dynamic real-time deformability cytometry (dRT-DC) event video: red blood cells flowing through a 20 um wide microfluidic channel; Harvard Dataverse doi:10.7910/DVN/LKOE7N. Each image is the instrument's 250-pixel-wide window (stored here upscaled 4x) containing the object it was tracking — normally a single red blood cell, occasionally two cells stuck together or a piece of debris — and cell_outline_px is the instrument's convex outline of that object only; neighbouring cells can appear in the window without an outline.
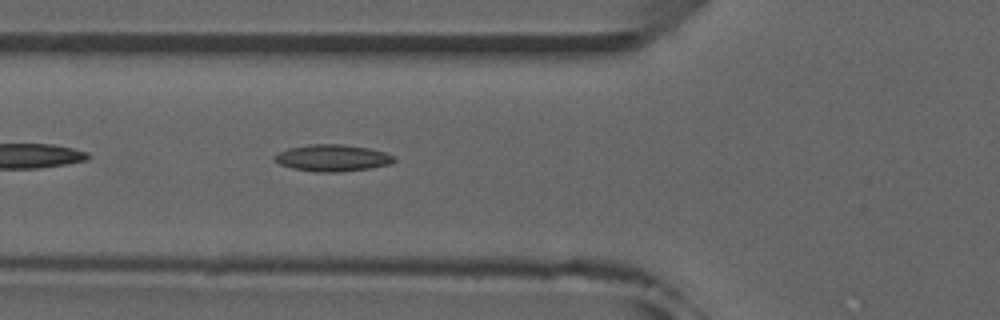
{"species": "common noctule bat (a hibernating species)", "species_latin": "Nyctalus noctula", "temperature_condition": "room temperature", "stored_images_in_passage": 31, "camera_frame_rate_fps": 3000, "um_per_image_px": 0.085, "animal": {"sex": "male", "forearm_length_mm": 52.5}, "frame": {"image": 1, "passage_image": 5, "time_ms": 1.333, "image_size_px": [1000, 320], "cell_outline_px": [[396, 160], [388, 164], [372, 168], [340, 172], [316, 172], [292, 168], [280, 164], [272, 156], [288, 148], [308, 144], [340, 144], [368, 148], [384, 152], [396, 156]], "centroid_in_image_um": [28.27, 13.43], "position_along_channel_um": 97.5, "area_um2": 18.61}, "authors_computed_cell_mechanics": {"area_um2": 17.2822, "velocity_mm_per_s": 3.9623, "shape_relaxation_time_tau1_ms": null, "shape_relaxation_time_tau2_ms": 4.2649, "deformation_change_tau1": null, "deformation_change_tau2": 0.1143}}